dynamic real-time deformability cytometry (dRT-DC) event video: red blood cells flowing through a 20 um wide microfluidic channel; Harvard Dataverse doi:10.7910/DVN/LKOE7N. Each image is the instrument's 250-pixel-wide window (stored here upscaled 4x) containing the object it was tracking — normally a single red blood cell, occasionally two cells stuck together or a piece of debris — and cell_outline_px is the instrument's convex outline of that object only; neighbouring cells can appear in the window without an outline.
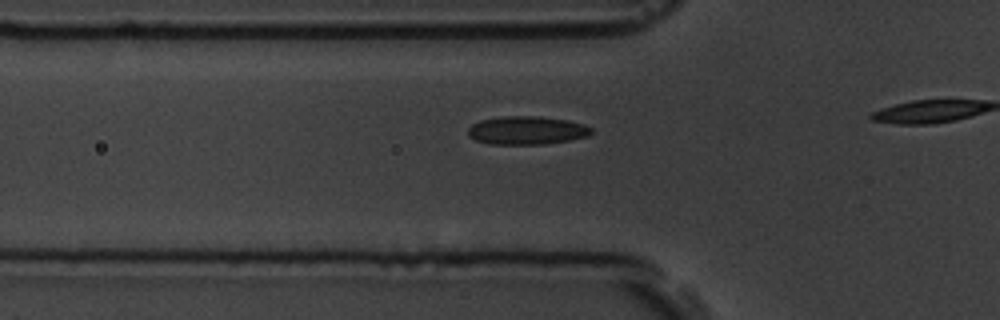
{"species": "common noctule bat (a hibernating species)", "species_latin": "Nyctalus noctula", "temperature_condition": "room temperature", "stored_images_in_passage": 6, "camera_frame_rate_fps": 3000, "um_per_image_px": 0.085, "animal": {"sex": "male", "body_mass_g": 19.5, "forearm_length_mm": 54.6}, "frame": {"image": 1, "passage_image": 5, "time_ms": 5.333, "image_size_px": [1000, 320], "cell_outline_px": [[592, 132], [588, 136], [568, 140], [544, 144], [488, 144], [476, 140], [468, 136], [468, 128], [472, 124], [480, 120], [504, 116], [536, 116], [568, 120], [584, 124], [592, 128]], "centroid_in_image_um": [44.76, 11.08], "position_along_channel_um": 81.0, "area_um2": 20.35}}